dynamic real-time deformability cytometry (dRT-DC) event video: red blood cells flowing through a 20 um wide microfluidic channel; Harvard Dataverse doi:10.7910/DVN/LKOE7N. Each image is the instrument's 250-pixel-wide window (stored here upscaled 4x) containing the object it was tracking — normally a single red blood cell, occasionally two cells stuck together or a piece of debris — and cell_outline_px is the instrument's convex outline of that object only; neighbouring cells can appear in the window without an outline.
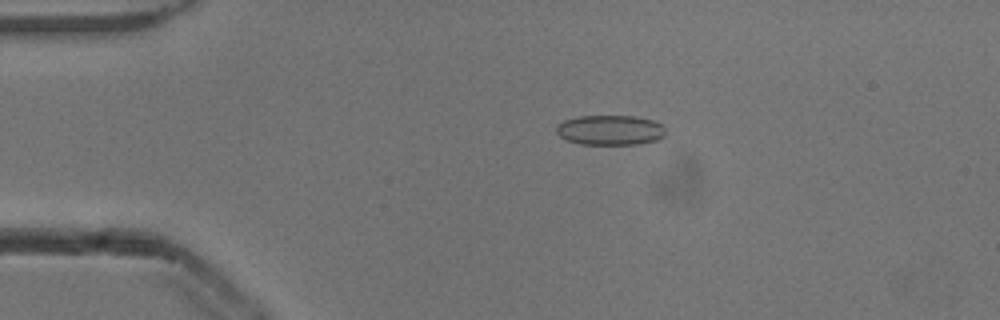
{"species": "common noctule bat (a hibernating species)", "species_latin": "Nyctalus noctula", "temperature_condition": "cold", "stored_images_in_passage": 53, "camera_frame_rate_fps": 3000, "um_per_image_px": 0.085, "animal": {"sex": "male", "body_mass_g": 13.3}, "frame": {"image": 1, "passage_image": 11, "time_ms": 3.333, "image_size_px": [1000, 320], "cell_outline_px": [[664, 136], [656, 140], [636, 144], [580, 144], [568, 140], [560, 136], [556, 132], [556, 124], [564, 120], [580, 116], [632, 116], [652, 120], [660, 124], [664, 128]], "centroid_in_image_um": [51.82, 11.05], "position_along_channel_um": 33.2, "area_um2": 18.9}}
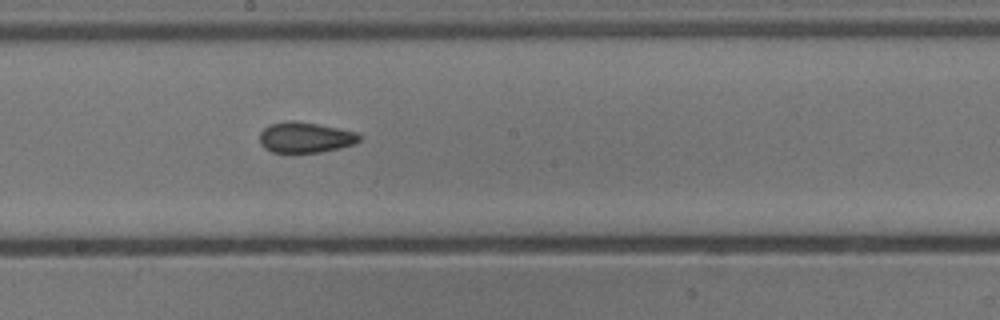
{"frame": {"image": 2, "passage_image": 29, "time_ms": 9.333, "image_size_px": [1000, 320], "cell_outline_px": [[360, 140], [352, 144], [340, 148], [320, 152], [272, 152], [264, 148], [260, 144], [260, 132], [268, 124], [288, 120], [296, 120], [360, 132]], "centroid_in_image_um": [25.94, 11.66], "position_along_channel_um": 222.3, "area_um2": 17.92}}
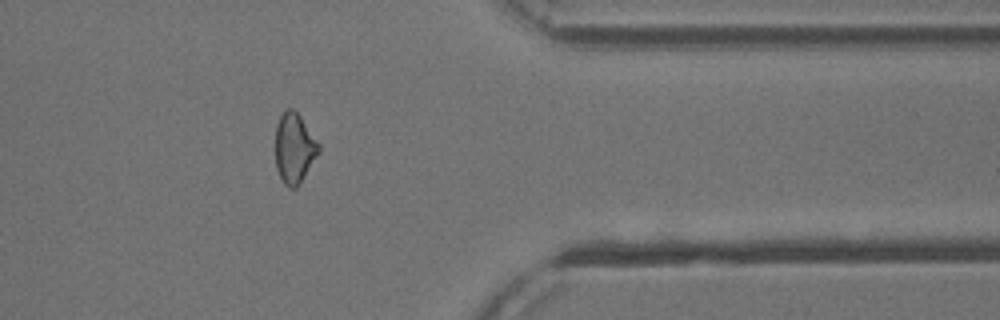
{"frame": {"image": 3, "passage_image": 43, "time_ms": 14.0, "image_size_px": [1000, 320], "cell_outline_px": [[320, 152], [300, 184], [296, 188], [288, 188], [284, 184], [276, 168], [276, 124], [280, 116], [288, 108], [292, 108], [300, 116], [320, 144]], "centroid_in_image_um": [25.03, 12.62], "position_along_channel_um": 386.4, "area_um2": 17.74}, "authors_computed_cell_mechanics": {"area_um2": 18.2648, "velocity_mm_per_s": 3.8732, "shape_relaxation_time_tau1_ms": null, "shape_relaxation_time_tau2_ms": 3.0105, "deformation_change_tau1": null, "deformation_change_tau2": 0.0884}}